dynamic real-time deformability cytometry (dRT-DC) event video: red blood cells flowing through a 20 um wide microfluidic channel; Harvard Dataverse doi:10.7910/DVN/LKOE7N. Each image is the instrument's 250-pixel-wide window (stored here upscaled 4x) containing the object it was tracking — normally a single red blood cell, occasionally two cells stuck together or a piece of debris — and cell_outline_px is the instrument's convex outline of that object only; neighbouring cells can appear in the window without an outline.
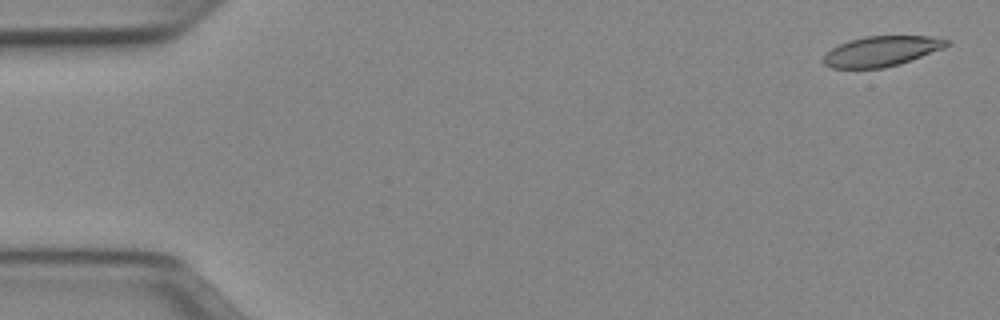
{"species": "Egyptian fruit bat (a non-hibernating species)", "species_latin": "Rousettus aegyptiacus", "temperature_condition": "cold", "stored_images_in_passage": 51, "camera_frame_rate_fps": 3000, "um_per_image_px": 0.085, "animal": {"sex": "female"}, "frame": {"image": 1, "passage_image": 2, "time_ms": 0.333, "image_size_px": [1000, 320], "cell_outline_px": [[952, 44], [944, 48], [900, 64], [884, 68], [832, 68], [824, 64], [820, 60], [824, 52], [840, 44], [852, 40], [868, 36], [928, 36], [952, 40]], "centroid_in_image_um": [74.93, 4.36], "position_along_channel_um": 10.1, "area_um2": 21.85}}
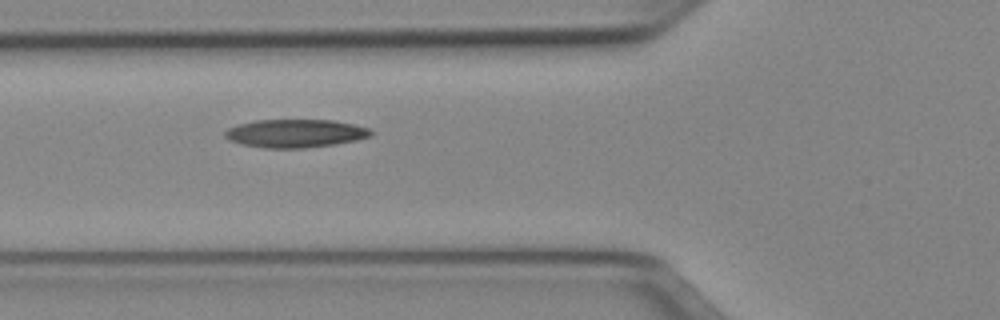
{"frame": {"image": 2, "passage_image": 19, "time_ms": 6.0, "image_size_px": [1000, 320], "cell_outline_px": [[372, 136], [356, 140], [332, 144], [304, 148], [264, 148], [240, 144], [224, 136], [224, 132], [228, 128], [240, 124], [256, 120], [332, 120], [352, 124], [368, 128], [372, 132]], "centroid_in_image_um": [25.09, 11.34], "position_along_channel_um": 100.7, "area_um2": 23.76}}
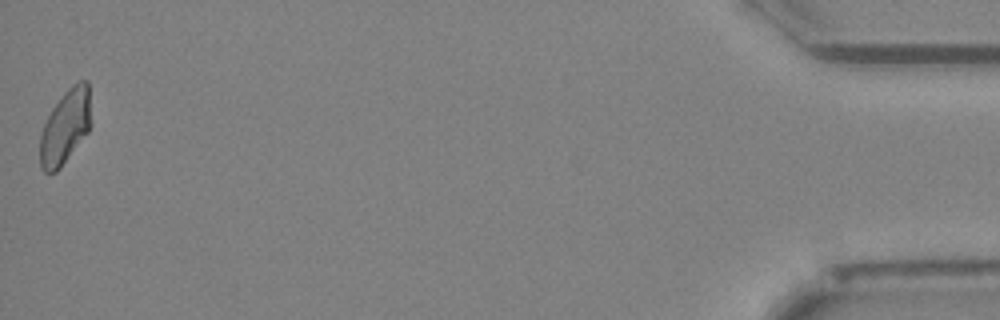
{"frame": {"image": 3, "passage_image": 51, "time_ms": 16.667, "image_size_px": [1000, 320], "cell_outline_px": [[92, 124], [88, 132], [60, 168], [56, 172], [44, 172], [40, 168], [40, 132], [52, 108], [64, 92], [72, 84], [80, 80], [88, 80]], "centroid_in_image_um": [5.56, 10.76], "position_along_channel_um": 429.6, "area_um2": 22.31}, "authors_computed_cell_mechanics": {"area_um2": 22.9466, "velocity_mm_per_s": 3.9595, "shape_relaxation_time_tau1_ms": 10.3034, "shape_relaxation_time_tau2_ms": 5.8304, "deformation_change_tau1": 0.2314, "deformation_change_tau2": 0.133}}